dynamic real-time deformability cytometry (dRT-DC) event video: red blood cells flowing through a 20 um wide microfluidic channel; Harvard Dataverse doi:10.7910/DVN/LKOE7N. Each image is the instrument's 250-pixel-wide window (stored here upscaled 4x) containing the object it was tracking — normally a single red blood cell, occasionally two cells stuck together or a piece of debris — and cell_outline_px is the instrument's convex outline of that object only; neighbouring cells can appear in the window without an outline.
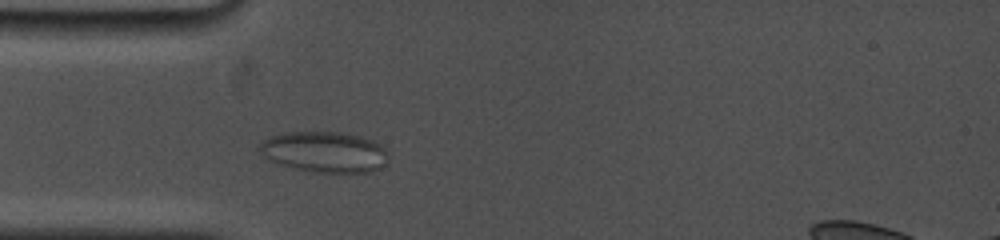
{"species": "common noctule bat (a hibernating species)", "species_latin": "Nyctalus noctula", "temperature_condition": "cold", "stored_images_in_passage": 60, "camera_frame_rate_fps": 5000, "um_per_image_px": 0.085, "animal": {"sex": "female", "body_mass_g": 19.0, "forearm_length_mm": 53.3}, "frame": {"image": 1, "passage_image": 10, "time_ms": 2.2, "image_size_px": [1000, 240], "cell_outline_px": [[388, 160], [380, 168], [372, 172], [312, 172], [280, 164], [264, 156], [260, 148], [260, 144], [264, 140], [272, 136], [284, 132], [340, 132], [360, 136], [372, 140], [380, 144], [388, 152]], "centroid_in_image_um": [27.64, 12.91], "position_along_channel_um": 57.4, "area_um2": 30.4}}
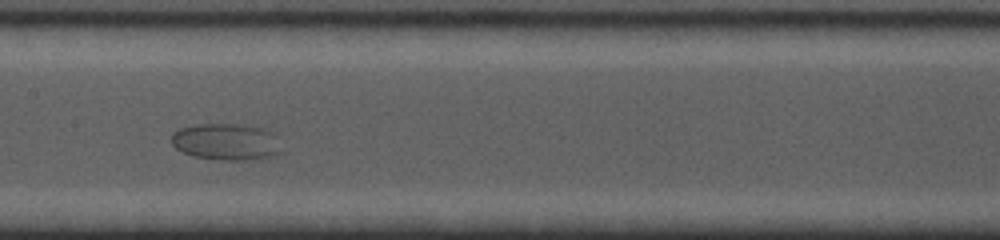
{"frame": {"image": 2, "passage_image": 25, "time_ms": 6.2, "image_size_px": [1000, 240], "cell_outline_px": [[284, 152], [252, 160], [220, 160], [192, 156], [176, 148], [172, 144], [172, 132], [180, 128], [196, 124], [244, 124], [264, 128], [272, 132], [276, 136]], "centroid_in_image_um": [19.25, 12.05], "position_along_channel_um": 188.1, "area_um2": 23.81}}
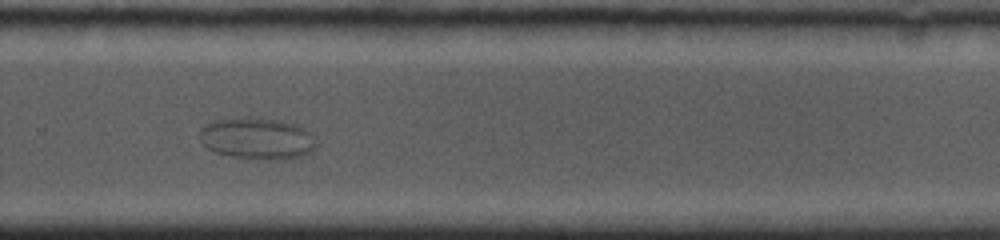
{"frame": {"image": 3, "passage_image": 38, "time_ms": 9.8, "image_size_px": [1000, 240], "cell_outline_px": [[316, 148], [300, 156], [280, 160], [268, 160], [232, 156], [212, 152], [200, 140], [200, 128], [224, 116], [248, 116], [280, 120], [296, 124], [312, 132], [316, 144]], "centroid_in_image_um": [21.84, 11.74], "position_along_channel_um": 308.0, "area_um2": 28.84}}